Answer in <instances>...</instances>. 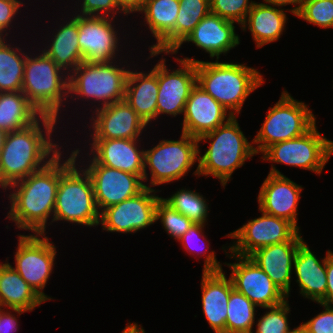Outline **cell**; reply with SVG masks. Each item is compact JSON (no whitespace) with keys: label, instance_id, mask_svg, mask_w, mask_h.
Returning a JSON list of instances; mask_svg holds the SVG:
<instances>
[{"label":"cell","instance_id":"obj_35","mask_svg":"<svg viewBox=\"0 0 333 333\" xmlns=\"http://www.w3.org/2000/svg\"><path fill=\"white\" fill-rule=\"evenodd\" d=\"M175 24V49L187 38L196 25L211 12L210 0H179Z\"/></svg>","mask_w":333,"mask_h":333},{"label":"cell","instance_id":"obj_30","mask_svg":"<svg viewBox=\"0 0 333 333\" xmlns=\"http://www.w3.org/2000/svg\"><path fill=\"white\" fill-rule=\"evenodd\" d=\"M73 16L60 25L50 45L43 50L68 75L83 62L78 43V13Z\"/></svg>","mask_w":333,"mask_h":333},{"label":"cell","instance_id":"obj_47","mask_svg":"<svg viewBox=\"0 0 333 333\" xmlns=\"http://www.w3.org/2000/svg\"><path fill=\"white\" fill-rule=\"evenodd\" d=\"M266 4L268 3L269 5L275 6V7H283L286 5H296L293 9L288 10L289 12L293 13V15H297L300 8H301V3L302 0H263Z\"/></svg>","mask_w":333,"mask_h":333},{"label":"cell","instance_id":"obj_5","mask_svg":"<svg viewBox=\"0 0 333 333\" xmlns=\"http://www.w3.org/2000/svg\"><path fill=\"white\" fill-rule=\"evenodd\" d=\"M80 151L79 148L72 150L64 161L60 152V179L53 222L62 220L94 227L99 225L100 212L95 202L90 176L85 169L76 167V160L78 156L81 157Z\"/></svg>","mask_w":333,"mask_h":333},{"label":"cell","instance_id":"obj_18","mask_svg":"<svg viewBox=\"0 0 333 333\" xmlns=\"http://www.w3.org/2000/svg\"><path fill=\"white\" fill-rule=\"evenodd\" d=\"M271 170L265 178L259 191V211L291 222L298 230L297 209L302 186L271 165Z\"/></svg>","mask_w":333,"mask_h":333},{"label":"cell","instance_id":"obj_9","mask_svg":"<svg viewBox=\"0 0 333 333\" xmlns=\"http://www.w3.org/2000/svg\"><path fill=\"white\" fill-rule=\"evenodd\" d=\"M200 154L198 139L186 133L179 140H161L151 149H144V181L148 180L150 169V188L171 183L186 176L198 161Z\"/></svg>","mask_w":333,"mask_h":333},{"label":"cell","instance_id":"obj_39","mask_svg":"<svg viewBox=\"0 0 333 333\" xmlns=\"http://www.w3.org/2000/svg\"><path fill=\"white\" fill-rule=\"evenodd\" d=\"M288 302L285 300L279 305L265 308L269 311L258 319L256 332L251 333H288V313L291 311Z\"/></svg>","mask_w":333,"mask_h":333},{"label":"cell","instance_id":"obj_23","mask_svg":"<svg viewBox=\"0 0 333 333\" xmlns=\"http://www.w3.org/2000/svg\"><path fill=\"white\" fill-rule=\"evenodd\" d=\"M140 139H92L89 154L101 165L139 175L144 181V150Z\"/></svg>","mask_w":333,"mask_h":333},{"label":"cell","instance_id":"obj_26","mask_svg":"<svg viewBox=\"0 0 333 333\" xmlns=\"http://www.w3.org/2000/svg\"><path fill=\"white\" fill-rule=\"evenodd\" d=\"M293 267L300 294L313 302L326 304V256L318 260L303 241L295 254Z\"/></svg>","mask_w":333,"mask_h":333},{"label":"cell","instance_id":"obj_40","mask_svg":"<svg viewBox=\"0 0 333 333\" xmlns=\"http://www.w3.org/2000/svg\"><path fill=\"white\" fill-rule=\"evenodd\" d=\"M254 3L252 0H210V10L211 13L241 26Z\"/></svg>","mask_w":333,"mask_h":333},{"label":"cell","instance_id":"obj_28","mask_svg":"<svg viewBox=\"0 0 333 333\" xmlns=\"http://www.w3.org/2000/svg\"><path fill=\"white\" fill-rule=\"evenodd\" d=\"M45 301L29 286L10 263H0V308L18 315L32 311Z\"/></svg>","mask_w":333,"mask_h":333},{"label":"cell","instance_id":"obj_4","mask_svg":"<svg viewBox=\"0 0 333 333\" xmlns=\"http://www.w3.org/2000/svg\"><path fill=\"white\" fill-rule=\"evenodd\" d=\"M203 140L211 142L206 152L198 156V165L193 174L218 178L223 187L231 179L232 173L245 164L247 158L257 155L254 144L241 131L236 116L198 138L199 143Z\"/></svg>","mask_w":333,"mask_h":333},{"label":"cell","instance_id":"obj_12","mask_svg":"<svg viewBox=\"0 0 333 333\" xmlns=\"http://www.w3.org/2000/svg\"><path fill=\"white\" fill-rule=\"evenodd\" d=\"M258 218L248 220L227 236L236 240L229 252L249 256L259 248L287 241H304L300 231L289 221L261 212ZM235 243V244H234Z\"/></svg>","mask_w":333,"mask_h":333},{"label":"cell","instance_id":"obj_14","mask_svg":"<svg viewBox=\"0 0 333 333\" xmlns=\"http://www.w3.org/2000/svg\"><path fill=\"white\" fill-rule=\"evenodd\" d=\"M235 263H223L232 270L230 278L234 288L257 307L269 308L287 300V296L270 277L248 256L230 254Z\"/></svg>","mask_w":333,"mask_h":333},{"label":"cell","instance_id":"obj_16","mask_svg":"<svg viewBox=\"0 0 333 333\" xmlns=\"http://www.w3.org/2000/svg\"><path fill=\"white\" fill-rule=\"evenodd\" d=\"M175 60L180 66L171 72L165 59L158 62L157 119L162 114L173 117L183 114L190 92L197 84L196 62Z\"/></svg>","mask_w":333,"mask_h":333},{"label":"cell","instance_id":"obj_42","mask_svg":"<svg viewBox=\"0 0 333 333\" xmlns=\"http://www.w3.org/2000/svg\"><path fill=\"white\" fill-rule=\"evenodd\" d=\"M324 311L303 324L309 333H333V305L319 303Z\"/></svg>","mask_w":333,"mask_h":333},{"label":"cell","instance_id":"obj_41","mask_svg":"<svg viewBox=\"0 0 333 333\" xmlns=\"http://www.w3.org/2000/svg\"><path fill=\"white\" fill-rule=\"evenodd\" d=\"M81 1H82L80 7L81 11H78L80 12L78 15L81 16L109 17L115 19V15L117 13H124L125 15H127L119 7L116 0H81Z\"/></svg>","mask_w":333,"mask_h":333},{"label":"cell","instance_id":"obj_37","mask_svg":"<svg viewBox=\"0 0 333 333\" xmlns=\"http://www.w3.org/2000/svg\"><path fill=\"white\" fill-rule=\"evenodd\" d=\"M296 16L320 28H333V0H302Z\"/></svg>","mask_w":333,"mask_h":333},{"label":"cell","instance_id":"obj_8","mask_svg":"<svg viewBox=\"0 0 333 333\" xmlns=\"http://www.w3.org/2000/svg\"><path fill=\"white\" fill-rule=\"evenodd\" d=\"M290 95L283 91L278 102L267 110L262 127L251 141L257 145L256 154H262L275 143L299 137L316 124V117L307 104Z\"/></svg>","mask_w":333,"mask_h":333},{"label":"cell","instance_id":"obj_22","mask_svg":"<svg viewBox=\"0 0 333 333\" xmlns=\"http://www.w3.org/2000/svg\"><path fill=\"white\" fill-rule=\"evenodd\" d=\"M180 8L179 0H145L138 11L144 13V21L155 37L149 47L150 57L175 50V24Z\"/></svg>","mask_w":333,"mask_h":333},{"label":"cell","instance_id":"obj_2","mask_svg":"<svg viewBox=\"0 0 333 333\" xmlns=\"http://www.w3.org/2000/svg\"><path fill=\"white\" fill-rule=\"evenodd\" d=\"M59 179L60 153L41 170L9 186L14 191L9 194L7 219L15 222L18 229L46 234L50 215L53 222Z\"/></svg>","mask_w":333,"mask_h":333},{"label":"cell","instance_id":"obj_25","mask_svg":"<svg viewBox=\"0 0 333 333\" xmlns=\"http://www.w3.org/2000/svg\"><path fill=\"white\" fill-rule=\"evenodd\" d=\"M234 288L225 272H203L201 279L202 310L215 333H225L227 307Z\"/></svg>","mask_w":333,"mask_h":333},{"label":"cell","instance_id":"obj_6","mask_svg":"<svg viewBox=\"0 0 333 333\" xmlns=\"http://www.w3.org/2000/svg\"><path fill=\"white\" fill-rule=\"evenodd\" d=\"M40 52L34 58L27 54L21 91L41 115L59 119L63 101L69 97V75L44 51Z\"/></svg>","mask_w":333,"mask_h":333},{"label":"cell","instance_id":"obj_45","mask_svg":"<svg viewBox=\"0 0 333 333\" xmlns=\"http://www.w3.org/2000/svg\"><path fill=\"white\" fill-rule=\"evenodd\" d=\"M326 304L333 305V252L328 250L326 253Z\"/></svg>","mask_w":333,"mask_h":333},{"label":"cell","instance_id":"obj_48","mask_svg":"<svg viewBox=\"0 0 333 333\" xmlns=\"http://www.w3.org/2000/svg\"><path fill=\"white\" fill-rule=\"evenodd\" d=\"M122 333H145V330L137 323H127V326L123 329Z\"/></svg>","mask_w":333,"mask_h":333},{"label":"cell","instance_id":"obj_21","mask_svg":"<svg viewBox=\"0 0 333 333\" xmlns=\"http://www.w3.org/2000/svg\"><path fill=\"white\" fill-rule=\"evenodd\" d=\"M234 24V22L210 12L171 55L177 54L184 42H192L210 54L211 58L216 56V60H219L221 54H227L228 51L240 44V37L235 33Z\"/></svg>","mask_w":333,"mask_h":333},{"label":"cell","instance_id":"obj_32","mask_svg":"<svg viewBox=\"0 0 333 333\" xmlns=\"http://www.w3.org/2000/svg\"><path fill=\"white\" fill-rule=\"evenodd\" d=\"M21 50L7 44L6 37L0 39V92L22 90L27 54Z\"/></svg>","mask_w":333,"mask_h":333},{"label":"cell","instance_id":"obj_24","mask_svg":"<svg viewBox=\"0 0 333 333\" xmlns=\"http://www.w3.org/2000/svg\"><path fill=\"white\" fill-rule=\"evenodd\" d=\"M303 241H287L257 249L248 257L289 297L294 257Z\"/></svg>","mask_w":333,"mask_h":333},{"label":"cell","instance_id":"obj_44","mask_svg":"<svg viewBox=\"0 0 333 333\" xmlns=\"http://www.w3.org/2000/svg\"><path fill=\"white\" fill-rule=\"evenodd\" d=\"M14 314L0 308V333H15L18 331V321Z\"/></svg>","mask_w":333,"mask_h":333},{"label":"cell","instance_id":"obj_3","mask_svg":"<svg viewBox=\"0 0 333 333\" xmlns=\"http://www.w3.org/2000/svg\"><path fill=\"white\" fill-rule=\"evenodd\" d=\"M178 59L196 62L197 84L233 116L240 114L250 93L264 84L263 75L245 64L204 62L189 57Z\"/></svg>","mask_w":333,"mask_h":333},{"label":"cell","instance_id":"obj_49","mask_svg":"<svg viewBox=\"0 0 333 333\" xmlns=\"http://www.w3.org/2000/svg\"><path fill=\"white\" fill-rule=\"evenodd\" d=\"M288 333H309L306 326L302 323L294 329H290Z\"/></svg>","mask_w":333,"mask_h":333},{"label":"cell","instance_id":"obj_33","mask_svg":"<svg viewBox=\"0 0 333 333\" xmlns=\"http://www.w3.org/2000/svg\"><path fill=\"white\" fill-rule=\"evenodd\" d=\"M256 308L246 296L233 288L228 301L225 333H251Z\"/></svg>","mask_w":333,"mask_h":333},{"label":"cell","instance_id":"obj_15","mask_svg":"<svg viewBox=\"0 0 333 333\" xmlns=\"http://www.w3.org/2000/svg\"><path fill=\"white\" fill-rule=\"evenodd\" d=\"M90 160L85 170L91 178L99 212L149 188L139 175L103 166L93 157Z\"/></svg>","mask_w":333,"mask_h":333},{"label":"cell","instance_id":"obj_29","mask_svg":"<svg viewBox=\"0 0 333 333\" xmlns=\"http://www.w3.org/2000/svg\"><path fill=\"white\" fill-rule=\"evenodd\" d=\"M287 20L284 9L255 2L240 28L243 31L248 28L256 47L261 48L281 38Z\"/></svg>","mask_w":333,"mask_h":333},{"label":"cell","instance_id":"obj_38","mask_svg":"<svg viewBox=\"0 0 333 333\" xmlns=\"http://www.w3.org/2000/svg\"><path fill=\"white\" fill-rule=\"evenodd\" d=\"M155 220L156 222L161 220L160 222L164 227L163 229H165L171 238H175V241L184 235L194 224L186 216L172 209L162 199L157 203Z\"/></svg>","mask_w":333,"mask_h":333},{"label":"cell","instance_id":"obj_11","mask_svg":"<svg viewBox=\"0 0 333 333\" xmlns=\"http://www.w3.org/2000/svg\"><path fill=\"white\" fill-rule=\"evenodd\" d=\"M18 238L13 268L45 302L53 299L43 289L55 265L56 246L45 234H19Z\"/></svg>","mask_w":333,"mask_h":333},{"label":"cell","instance_id":"obj_27","mask_svg":"<svg viewBox=\"0 0 333 333\" xmlns=\"http://www.w3.org/2000/svg\"><path fill=\"white\" fill-rule=\"evenodd\" d=\"M158 63L148 73L129 70L124 100L148 125L157 119Z\"/></svg>","mask_w":333,"mask_h":333},{"label":"cell","instance_id":"obj_7","mask_svg":"<svg viewBox=\"0 0 333 333\" xmlns=\"http://www.w3.org/2000/svg\"><path fill=\"white\" fill-rule=\"evenodd\" d=\"M116 62L88 63L82 62L70 74L68 94L73 100L92 99L105 107L124 100L126 81L130 69ZM75 94V95H74ZM74 96L75 99H74Z\"/></svg>","mask_w":333,"mask_h":333},{"label":"cell","instance_id":"obj_19","mask_svg":"<svg viewBox=\"0 0 333 333\" xmlns=\"http://www.w3.org/2000/svg\"><path fill=\"white\" fill-rule=\"evenodd\" d=\"M99 106L93 112L96 115L90 117L92 139H140L148 126L125 100Z\"/></svg>","mask_w":333,"mask_h":333},{"label":"cell","instance_id":"obj_13","mask_svg":"<svg viewBox=\"0 0 333 333\" xmlns=\"http://www.w3.org/2000/svg\"><path fill=\"white\" fill-rule=\"evenodd\" d=\"M154 188L145 187L139 194L100 212L99 225L108 232L135 233L156 222V206L162 198ZM153 193V194H152Z\"/></svg>","mask_w":333,"mask_h":333},{"label":"cell","instance_id":"obj_17","mask_svg":"<svg viewBox=\"0 0 333 333\" xmlns=\"http://www.w3.org/2000/svg\"><path fill=\"white\" fill-rule=\"evenodd\" d=\"M114 18L78 15V43L83 62L116 61L119 43ZM113 22V23H112ZM119 45V46H118ZM116 56V57H115Z\"/></svg>","mask_w":333,"mask_h":333},{"label":"cell","instance_id":"obj_20","mask_svg":"<svg viewBox=\"0 0 333 333\" xmlns=\"http://www.w3.org/2000/svg\"><path fill=\"white\" fill-rule=\"evenodd\" d=\"M183 115L182 132L197 139L233 117L198 84L190 92Z\"/></svg>","mask_w":333,"mask_h":333},{"label":"cell","instance_id":"obj_34","mask_svg":"<svg viewBox=\"0 0 333 333\" xmlns=\"http://www.w3.org/2000/svg\"><path fill=\"white\" fill-rule=\"evenodd\" d=\"M172 209L186 216L194 224L207 222L208 205L206 199L200 193L182 188L169 198H161Z\"/></svg>","mask_w":333,"mask_h":333},{"label":"cell","instance_id":"obj_46","mask_svg":"<svg viewBox=\"0 0 333 333\" xmlns=\"http://www.w3.org/2000/svg\"><path fill=\"white\" fill-rule=\"evenodd\" d=\"M119 7L127 14L138 12L145 0H116Z\"/></svg>","mask_w":333,"mask_h":333},{"label":"cell","instance_id":"obj_50","mask_svg":"<svg viewBox=\"0 0 333 333\" xmlns=\"http://www.w3.org/2000/svg\"><path fill=\"white\" fill-rule=\"evenodd\" d=\"M6 136H7V132L4 131L3 129H0V153L3 149Z\"/></svg>","mask_w":333,"mask_h":333},{"label":"cell","instance_id":"obj_31","mask_svg":"<svg viewBox=\"0 0 333 333\" xmlns=\"http://www.w3.org/2000/svg\"><path fill=\"white\" fill-rule=\"evenodd\" d=\"M40 116L22 91L0 92V129L7 133L24 129Z\"/></svg>","mask_w":333,"mask_h":333},{"label":"cell","instance_id":"obj_43","mask_svg":"<svg viewBox=\"0 0 333 333\" xmlns=\"http://www.w3.org/2000/svg\"><path fill=\"white\" fill-rule=\"evenodd\" d=\"M22 4L20 0H0V34L2 36H8V27L12 26L14 16L16 17L20 7L24 6Z\"/></svg>","mask_w":333,"mask_h":333},{"label":"cell","instance_id":"obj_10","mask_svg":"<svg viewBox=\"0 0 333 333\" xmlns=\"http://www.w3.org/2000/svg\"><path fill=\"white\" fill-rule=\"evenodd\" d=\"M262 154L263 161L298 167L319 175L333 154V141L320 134L315 124L305 134L275 143Z\"/></svg>","mask_w":333,"mask_h":333},{"label":"cell","instance_id":"obj_36","mask_svg":"<svg viewBox=\"0 0 333 333\" xmlns=\"http://www.w3.org/2000/svg\"><path fill=\"white\" fill-rule=\"evenodd\" d=\"M204 227H205V225H203V224H193L187 230V232L178 239V241L182 244L183 248L187 252L192 254V256L194 255L193 253H197L199 251L200 253L198 252L197 255L201 254L200 257L202 258V256H205V254L207 252V254L205 256V260H204L203 272L223 271L221 263L217 261L215 252L214 251L209 252V251H207V249H203L206 247L200 246L201 244L202 245L205 244V242L199 240L200 238L205 237V235H203ZM195 242H197V243L199 242L198 243L199 246H197V243H195ZM196 250H197V252H196ZM202 251H203V254H202Z\"/></svg>","mask_w":333,"mask_h":333},{"label":"cell","instance_id":"obj_1","mask_svg":"<svg viewBox=\"0 0 333 333\" xmlns=\"http://www.w3.org/2000/svg\"><path fill=\"white\" fill-rule=\"evenodd\" d=\"M57 120L49 115H41L24 129L7 133L0 153L2 189L6 190L10 185L41 170L61 152V146L52 142Z\"/></svg>","mask_w":333,"mask_h":333}]
</instances>
